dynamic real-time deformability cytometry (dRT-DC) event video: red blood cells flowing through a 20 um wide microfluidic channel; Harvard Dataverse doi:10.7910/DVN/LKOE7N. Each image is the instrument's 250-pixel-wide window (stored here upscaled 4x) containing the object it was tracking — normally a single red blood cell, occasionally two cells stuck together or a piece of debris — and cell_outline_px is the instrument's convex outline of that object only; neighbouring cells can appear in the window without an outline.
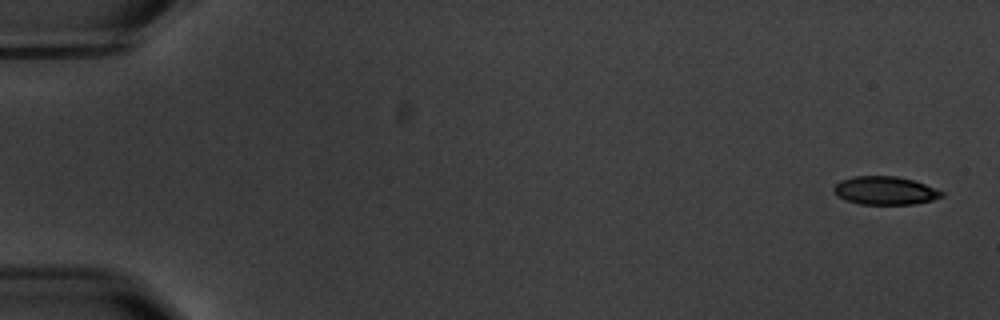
{"species": "common noctule bat (a hibernating species)", "species_latin": "Nyctalus noctula", "temperature_condition": "warm", "stored_images_in_passage": 9, "camera_frame_rate_fps": 3000, "um_per_image_px": 0.085, "animal": {"sex": "male", "body_mass_g": 20.1, "forearm_length_mm": 53.5}, "frame": {"image": 1, "passage_image": 1, "time_ms": 0.0, "image_size_px": [1000, 320], "cell_outline_px": [[944, 196], [932, 200], [916, 204], [860, 204], [844, 200], [832, 188], [840, 180], [852, 176], [896, 176], [912, 180], [924, 184], [944, 192]], "centroid_in_image_um": [75.23, 16.2], "position_along_channel_um": 9.8, "area_um2": 17.69}}
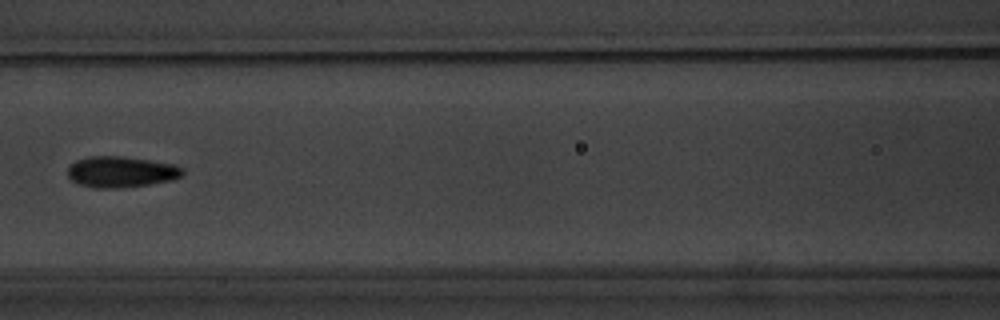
{"frame": {"image": 2, "passage_image": 8, "time_ms": 8.333, "image_size_px": [1000, 320], "cell_outline_px": [[184, 172], [180, 176], [172, 180], [148, 184], [116, 188], [92, 188], [76, 184], [68, 176], [68, 168], [76, 160], [88, 156], [124, 156], [176, 164], [184, 168]], "centroid_in_image_um": [10.28, 14.6], "position_along_channel_um": 156.3, "area_um2": 20.92}}
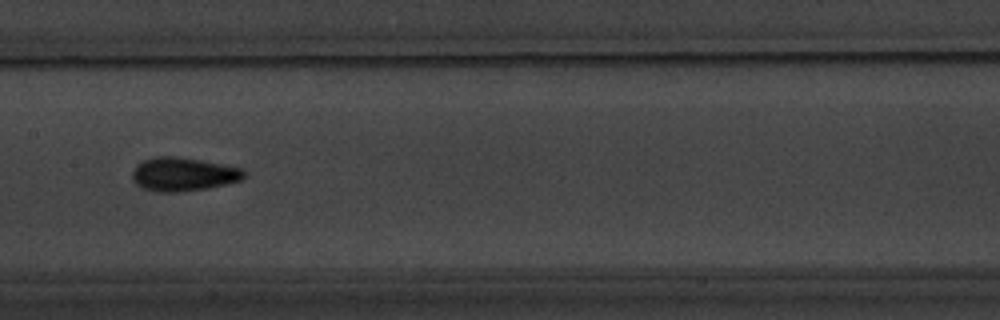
{"frame": {"image": 3, "passage_image": 9, "time_ms": 9.333, "image_size_px": [1000, 320], "cell_outline_px": [[248, 172], [244, 180], [208, 188], [176, 192], [160, 192], [144, 188], [136, 184], [132, 180], [132, 172], [136, 164], [152, 156], [180, 156], [224, 164], [244, 168]], "centroid_in_image_um": [15.63, 14.79], "position_along_channel_um": 191.8, "area_um2": 22.37}}